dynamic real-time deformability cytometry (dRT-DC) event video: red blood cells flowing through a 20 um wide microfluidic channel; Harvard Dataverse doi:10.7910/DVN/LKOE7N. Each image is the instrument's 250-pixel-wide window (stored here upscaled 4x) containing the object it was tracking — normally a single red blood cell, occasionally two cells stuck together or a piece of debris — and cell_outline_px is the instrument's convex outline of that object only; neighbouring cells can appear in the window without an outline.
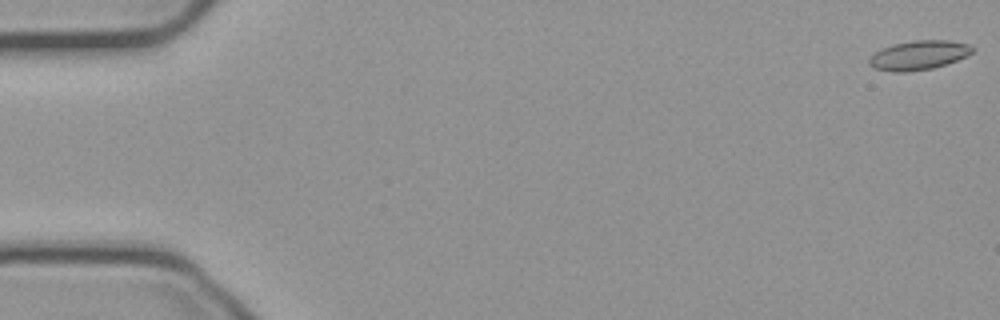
{"species": "common noctule bat (a hibernating species)", "species_latin": "Nyctalus noctula", "temperature_condition": "cold", "stored_images_in_passage": 55, "camera_frame_rate_fps": 3000, "um_per_image_px": 0.085, "animal": {"sex": "male", "body_mass_g": 23.1, "forearm_length_mm": 52.7}, "frame": {"image": 1, "passage_image": 1, "time_ms": 0.0, "image_size_px": [1000, 320], "cell_outline_px": [[976, 48], [972, 52], [956, 60], [932, 68], [904, 72], [892, 72], [876, 68], [868, 64], [868, 60], [876, 52], [892, 44], [912, 40], [948, 40], [968, 44]], "centroid_in_image_um": [78.09, 4.68], "position_along_channel_um": 6.9, "area_um2": 17.34}}
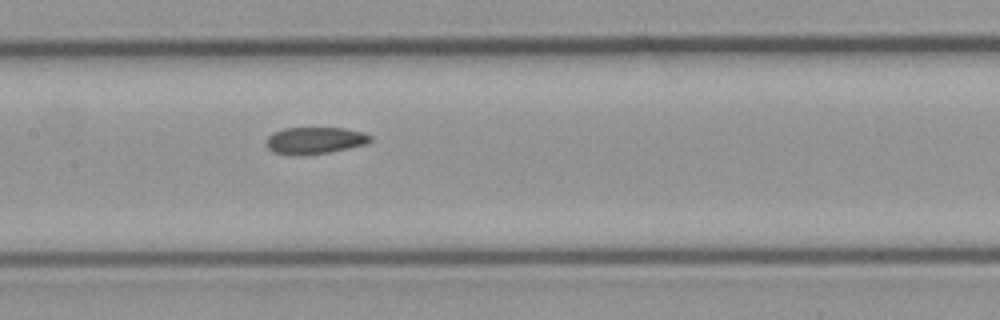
{"frame": {"image": 2, "passage_image": 27, "time_ms": 8.667, "image_size_px": [1000, 320], "cell_outline_px": [[372, 140], [368, 144], [328, 152], [304, 156], [292, 156], [272, 152], [268, 148], [264, 140], [272, 132], [284, 128], [344, 128], [364, 132], [372, 136]], "centroid_in_image_um": [26.73, 11.95], "position_along_channel_um": 180.7, "area_um2": 16.7}}
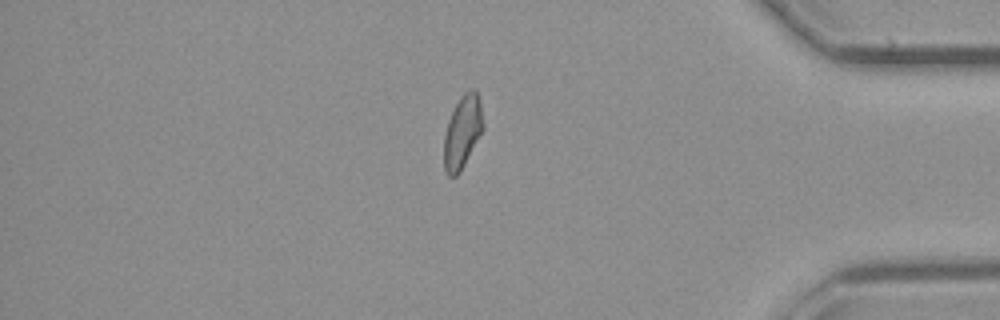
{"frame": {"image": 3, "passage_image": 47, "time_ms": 15.333, "image_size_px": [1000, 320], "cell_outline_px": [[484, 128], [460, 172], [456, 176], [448, 176], [444, 168], [444, 136], [448, 120], [460, 96], [468, 88], [476, 88], [480, 104], [484, 124]], "centroid_in_image_um": [39.31, 11.18], "position_along_channel_um": 395.9, "area_um2": 16.65}, "authors_computed_cell_mechanics": {"area_um2": 16.9354, "velocity_mm_per_s": 3.7373, "shape_relaxation_time_tau1_ms": 10.984, "shape_relaxation_time_tau2_ms": 3.2311, "deformation_change_tau1": 0.1578, "deformation_change_tau2": 0.0797}}